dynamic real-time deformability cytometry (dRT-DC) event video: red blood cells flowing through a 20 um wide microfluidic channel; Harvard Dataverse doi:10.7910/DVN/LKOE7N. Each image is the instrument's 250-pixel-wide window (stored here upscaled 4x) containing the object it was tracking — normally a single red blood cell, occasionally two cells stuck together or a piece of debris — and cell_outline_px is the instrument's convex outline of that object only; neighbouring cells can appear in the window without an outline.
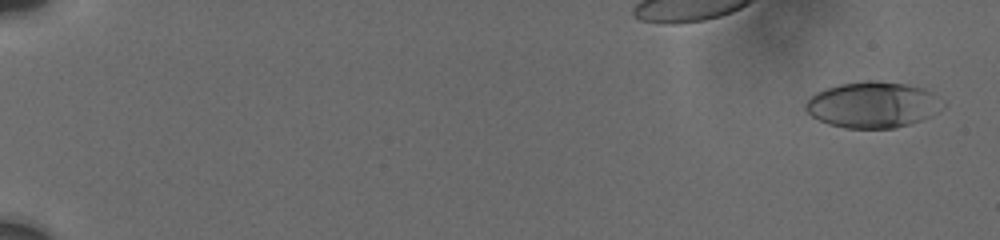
{"species": "human", "species_latin": "Homo sapiens", "temperature_condition": "cold", "stored_images_in_passage": 60, "camera_frame_rate_fps": 3000, "um_per_image_px": 0.085, "donor": {"sex": "male"}, "frame": {"image": 1, "passage_image": 3, "time_ms": 0.667, "image_size_px": [1000, 240], "cell_outline_px": [[948, 104], [940, 112], [932, 116], [896, 128], [844, 128], [828, 124], [812, 116], [804, 108], [804, 104], [816, 92], [824, 88], [840, 84], [868, 80], [880, 80], [904, 84], [924, 88], [948, 100]], "centroid_in_image_um": [74.27, 8.9], "position_along_channel_um": 10.7, "area_um2": 37.45}}
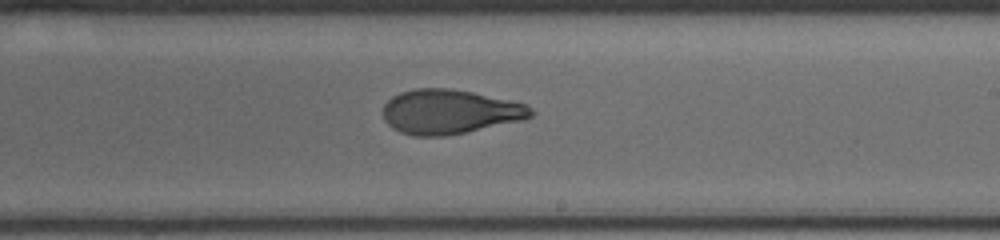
{"frame": {"image": 2, "passage_image": 39, "time_ms": 12.333, "image_size_px": [1000, 240], "cell_outline_px": [[536, 112], [532, 116], [524, 120], [444, 136], [412, 136], [400, 132], [392, 128], [384, 120], [384, 104], [392, 96], [400, 92], [416, 88], [448, 88], [472, 92], [528, 104]], "centroid_in_image_um": [38.23, 9.5], "position_along_channel_um": 250.8, "area_um2": 38.38}}
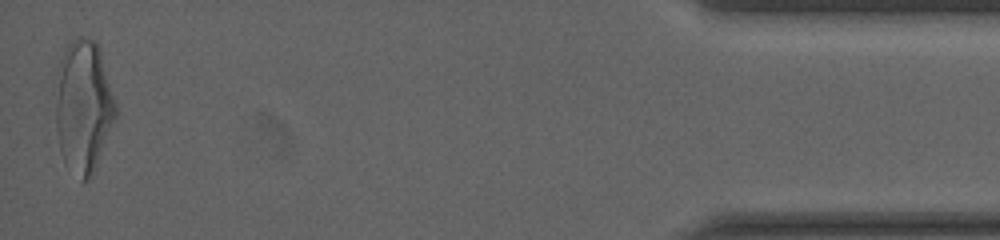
{"frame": {"image": 3, "passage_image": 59, "time_ms": 19.0, "image_size_px": [1000, 240], "cell_outline_px": [[120, 112], [92, 176], [88, 180], [80, 180], [64, 164], [60, 152], [56, 128], [56, 104], [60, 60], [68, 44], [72, 40], [80, 36], [92, 40], [100, 48]], "centroid_in_image_um": [7.15, 9.1], "position_along_channel_um": 428.1, "area_um2": 46.99}, "authors_computed_cell_mechanics": {"area_um2": 37.9746, "velocity_mm_per_s": 3.761, "shape_relaxation_time_tau1_ms": 5.2473, "shape_relaxation_time_tau2_ms": 1.6154, "deformation_change_tau1": 0.2049, "deformation_change_tau2": 0.0866}}